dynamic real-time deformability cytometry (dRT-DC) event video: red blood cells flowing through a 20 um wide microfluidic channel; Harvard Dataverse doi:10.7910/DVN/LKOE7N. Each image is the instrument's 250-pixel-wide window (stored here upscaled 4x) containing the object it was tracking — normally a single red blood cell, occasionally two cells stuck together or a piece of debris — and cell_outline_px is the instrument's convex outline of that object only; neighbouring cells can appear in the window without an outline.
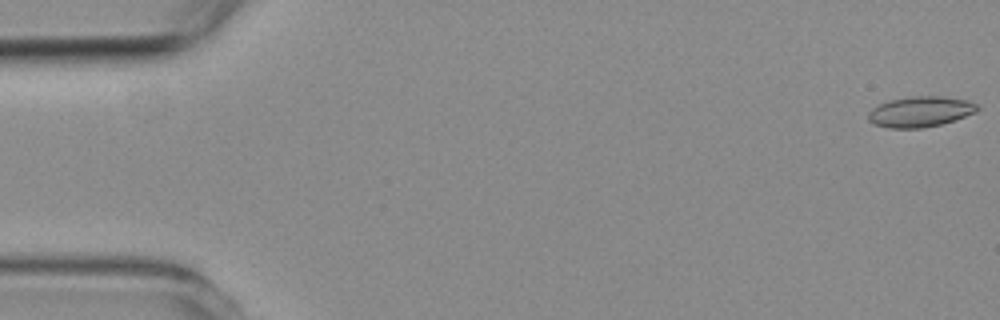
{"species": "common noctule bat (a hibernating species)", "species_latin": "Nyctalus noctula", "temperature_condition": "room temperature", "stored_images_in_passage": 6, "camera_frame_rate_fps": 3000, "um_per_image_px": 0.085, "animal": {"sex": "female", "body_mass_g": 19.3, "forearm_length_mm": 54.1}, "frame": {"image": 1, "passage_image": 1, "time_ms": 0.0, "image_size_px": [1000, 320], "cell_outline_px": [[980, 108], [976, 112], [940, 124], [920, 128], [888, 128], [876, 124], [868, 120], [868, 112], [872, 108], [880, 104], [892, 100], [912, 96], [940, 96], [968, 100], [976, 104]], "centroid_in_image_um": [78.22, 9.49], "position_along_channel_um": 6.8, "area_um2": 19.13}}